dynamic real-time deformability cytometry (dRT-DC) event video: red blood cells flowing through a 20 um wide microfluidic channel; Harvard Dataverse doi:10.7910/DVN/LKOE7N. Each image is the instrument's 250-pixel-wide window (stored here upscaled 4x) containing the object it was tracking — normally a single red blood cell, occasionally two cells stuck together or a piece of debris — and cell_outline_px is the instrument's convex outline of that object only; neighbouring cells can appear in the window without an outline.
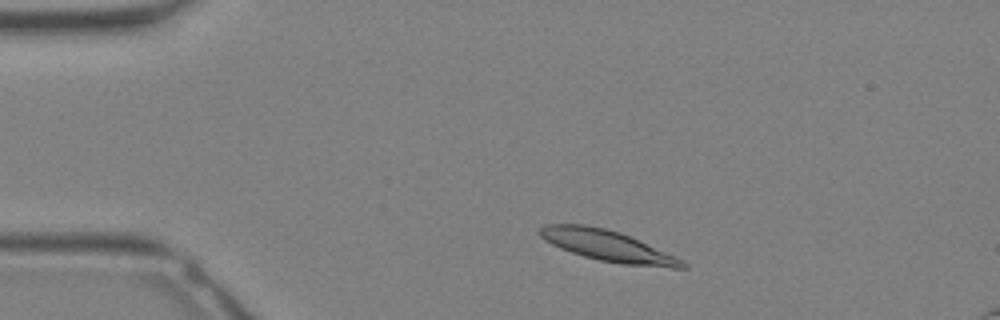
{"species": "Egyptian fruit bat (a non-hibernating species)", "species_latin": "Rousettus aegyptiacus", "temperature_condition": "warm", "stored_images_in_passage": 29, "camera_frame_rate_fps": 3000, "um_per_image_px": 0.085, "animal": {"sex": "female"}, "frame": {"image": 1, "passage_image": 3, "time_ms": 0.667, "image_size_px": [1000, 320], "cell_outline_px": [[688, 268], [672, 268], [620, 264], [600, 260], [584, 256], [560, 248], [544, 240], [536, 232], [544, 224], [584, 224], [604, 228], [620, 232], [676, 256], [684, 260], [688, 264]], "centroid_in_image_um": [51.66, 20.9], "position_along_channel_um": 33.3, "area_um2": 25.78}}
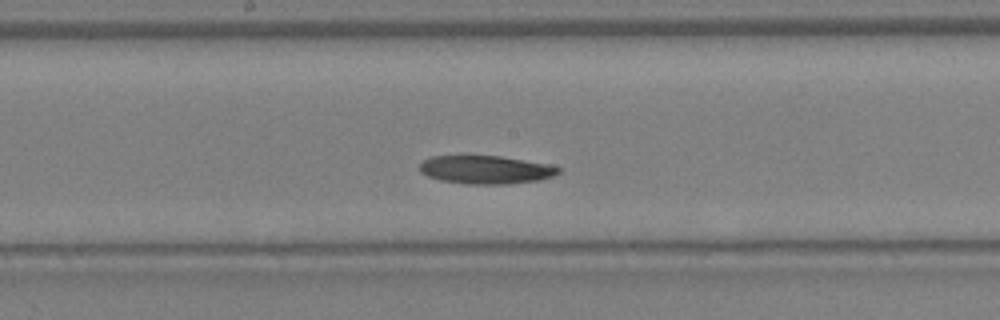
{"frame": {"image": 2, "passage_image": 14, "time_ms": 4.333, "image_size_px": [1000, 320], "cell_outline_px": [[560, 172], [552, 176], [540, 180], [508, 184], [464, 184], [440, 180], [428, 176], [420, 172], [420, 164], [424, 160], [432, 156], [500, 156], [548, 164], [560, 168]], "centroid_in_image_um": [41.28, 14.43], "position_along_channel_um": 206.9, "area_um2": 22.77}}
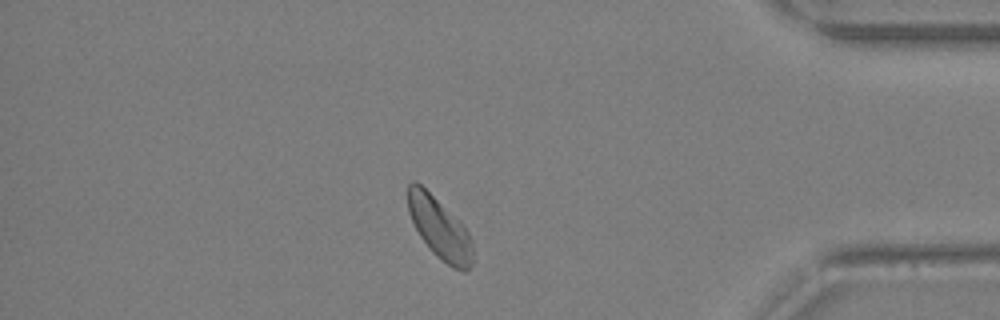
{"frame": {"image": 3, "passage_image": 25, "time_ms": 8.0, "image_size_px": [1000, 320], "cell_outline_px": [[472, 264], [464, 272], [452, 268], [436, 256], [432, 252], [420, 236], [408, 212], [408, 184], [412, 180], [416, 180], [468, 232], [472, 240]], "centroid_in_image_um": [37.34, 19.44], "position_along_channel_um": 397.9, "area_um2": 22.43}}